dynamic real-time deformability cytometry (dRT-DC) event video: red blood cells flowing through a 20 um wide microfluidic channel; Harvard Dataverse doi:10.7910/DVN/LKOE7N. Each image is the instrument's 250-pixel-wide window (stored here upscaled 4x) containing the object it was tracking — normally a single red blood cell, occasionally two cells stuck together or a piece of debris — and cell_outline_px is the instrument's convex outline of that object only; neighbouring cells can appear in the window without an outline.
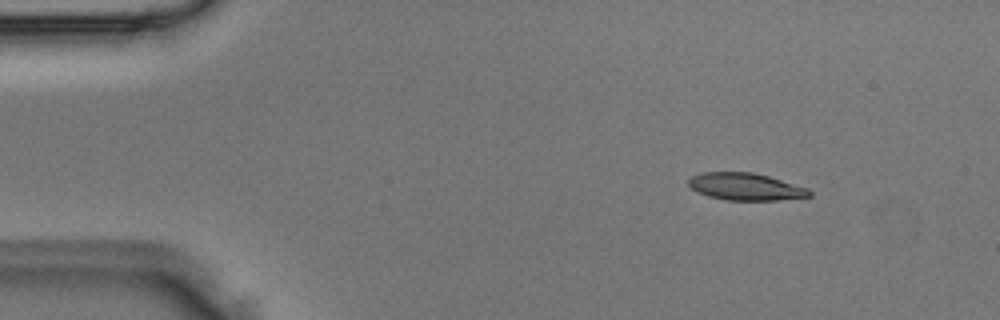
{"species": "Egyptian fruit bat (a non-hibernating species)", "species_latin": "Rousettus aegyptiacus", "temperature_condition": "room temperature", "stored_images_in_passage": 3, "camera_frame_rate_fps": 3000, "um_per_image_px": 0.085, "animal": {"sex": "male"}, "frame": {"image": 1, "passage_image": 3, "time_ms": 0.667, "image_size_px": [1000, 320], "cell_outline_px": [[812, 196], [776, 200], [724, 200], [708, 196], [692, 188], [688, 184], [688, 180], [692, 176], [704, 172], [752, 172], [768, 176], [808, 188], [812, 192]], "centroid_in_image_um": [63.39, 15.87], "position_along_channel_um": 21.6, "area_um2": 19.02}}